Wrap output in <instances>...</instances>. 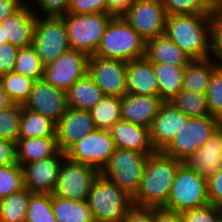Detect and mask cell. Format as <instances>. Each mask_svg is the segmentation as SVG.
Masks as SVG:
<instances>
[{
	"mask_svg": "<svg viewBox=\"0 0 222 222\" xmlns=\"http://www.w3.org/2000/svg\"><path fill=\"white\" fill-rule=\"evenodd\" d=\"M99 174L95 167L65 157L52 195L75 201L87 200L91 185Z\"/></svg>",
	"mask_w": 222,
	"mask_h": 222,
	"instance_id": "10",
	"label": "cell"
},
{
	"mask_svg": "<svg viewBox=\"0 0 222 222\" xmlns=\"http://www.w3.org/2000/svg\"><path fill=\"white\" fill-rule=\"evenodd\" d=\"M89 111L96 129L109 130L121 120V98L104 95Z\"/></svg>",
	"mask_w": 222,
	"mask_h": 222,
	"instance_id": "31",
	"label": "cell"
},
{
	"mask_svg": "<svg viewBox=\"0 0 222 222\" xmlns=\"http://www.w3.org/2000/svg\"><path fill=\"white\" fill-rule=\"evenodd\" d=\"M209 204L207 179L182 163L176 172L165 210L181 213Z\"/></svg>",
	"mask_w": 222,
	"mask_h": 222,
	"instance_id": "7",
	"label": "cell"
},
{
	"mask_svg": "<svg viewBox=\"0 0 222 222\" xmlns=\"http://www.w3.org/2000/svg\"><path fill=\"white\" fill-rule=\"evenodd\" d=\"M218 130L220 131L222 135V119H220L219 125H218Z\"/></svg>",
	"mask_w": 222,
	"mask_h": 222,
	"instance_id": "55",
	"label": "cell"
},
{
	"mask_svg": "<svg viewBox=\"0 0 222 222\" xmlns=\"http://www.w3.org/2000/svg\"><path fill=\"white\" fill-rule=\"evenodd\" d=\"M219 65L210 57L202 60H191L185 67L182 89L206 93L210 78Z\"/></svg>",
	"mask_w": 222,
	"mask_h": 222,
	"instance_id": "27",
	"label": "cell"
},
{
	"mask_svg": "<svg viewBox=\"0 0 222 222\" xmlns=\"http://www.w3.org/2000/svg\"><path fill=\"white\" fill-rule=\"evenodd\" d=\"M56 136V123L21 105L19 138Z\"/></svg>",
	"mask_w": 222,
	"mask_h": 222,
	"instance_id": "29",
	"label": "cell"
},
{
	"mask_svg": "<svg viewBox=\"0 0 222 222\" xmlns=\"http://www.w3.org/2000/svg\"><path fill=\"white\" fill-rule=\"evenodd\" d=\"M7 42H8V40H4L3 28H2V25L0 24V44H4Z\"/></svg>",
	"mask_w": 222,
	"mask_h": 222,
	"instance_id": "54",
	"label": "cell"
},
{
	"mask_svg": "<svg viewBox=\"0 0 222 222\" xmlns=\"http://www.w3.org/2000/svg\"><path fill=\"white\" fill-rule=\"evenodd\" d=\"M13 103L9 100L0 83V111L10 107Z\"/></svg>",
	"mask_w": 222,
	"mask_h": 222,
	"instance_id": "52",
	"label": "cell"
},
{
	"mask_svg": "<svg viewBox=\"0 0 222 222\" xmlns=\"http://www.w3.org/2000/svg\"><path fill=\"white\" fill-rule=\"evenodd\" d=\"M166 15L213 14V0H161Z\"/></svg>",
	"mask_w": 222,
	"mask_h": 222,
	"instance_id": "36",
	"label": "cell"
},
{
	"mask_svg": "<svg viewBox=\"0 0 222 222\" xmlns=\"http://www.w3.org/2000/svg\"><path fill=\"white\" fill-rule=\"evenodd\" d=\"M19 49L9 42L0 44V75L13 72Z\"/></svg>",
	"mask_w": 222,
	"mask_h": 222,
	"instance_id": "45",
	"label": "cell"
},
{
	"mask_svg": "<svg viewBox=\"0 0 222 222\" xmlns=\"http://www.w3.org/2000/svg\"><path fill=\"white\" fill-rule=\"evenodd\" d=\"M86 201L95 222H121L133 206L132 198L101 174L93 181Z\"/></svg>",
	"mask_w": 222,
	"mask_h": 222,
	"instance_id": "4",
	"label": "cell"
},
{
	"mask_svg": "<svg viewBox=\"0 0 222 222\" xmlns=\"http://www.w3.org/2000/svg\"><path fill=\"white\" fill-rule=\"evenodd\" d=\"M44 67L35 48L30 45L19 49L13 72L38 80L43 78Z\"/></svg>",
	"mask_w": 222,
	"mask_h": 222,
	"instance_id": "35",
	"label": "cell"
},
{
	"mask_svg": "<svg viewBox=\"0 0 222 222\" xmlns=\"http://www.w3.org/2000/svg\"><path fill=\"white\" fill-rule=\"evenodd\" d=\"M27 2L1 23L4 40H8L9 43L18 48L32 45L33 40L37 15Z\"/></svg>",
	"mask_w": 222,
	"mask_h": 222,
	"instance_id": "19",
	"label": "cell"
},
{
	"mask_svg": "<svg viewBox=\"0 0 222 222\" xmlns=\"http://www.w3.org/2000/svg\"><path fill=\"white\" fill-rule=\"evenodd\" d=\"M159 86V97L170 102L181 90L183 73L186 66L152 63Z\"/></svg>",
	"mask_w": 222,
	"mask_h": 222,
	"instance_id": "28",
	"label": "cell"
},
{
	"mask_svg": "<svg viewBox=\"0 0 222 222\" xmlns=\"http://www.w3.org/2000/svg\"><path fill=\"white\" fill-rule=\"evenodd\" d=\"M183 163L200 176L208 179L222 167V135L219 130Z\"/></svg>",
	"mask_w": 222,
	"mask_h": 222,
	"instance_id": "21",
	"label": "cell"
},
{
	"mask_svg": "<svg viewBox=\"0 0 222 222\" xmlns=\"http://www.w3.org/2000/svg\"><path fill=\"white\" fill-rule=\"evenodd\" d=\"M209 203L222 208V167L207 179Z\"/></svg>",
	"mask_w": 222,
	"mask_h": 222,
	"instance_id": "46",
	"label": "cell"
},
{
	"mask_svg": "<svg viewBox=\"0 0 222 222\" xmlns=\"http://www.w3.org/2000/svg\"><path fill=\"white\" fill-rule=\"evenodd\" d=\"M58 151L56 136L19 138L16 142V160L21 167L52 157Z\"/></svg>",
	"mask_w": 222,
	"mask_h": 222,
	"instance_id": "25",
	"label": "cell"
},
{
	"mask_svg": "<svg viewBox=\"0 0 222 222\" xmlns=\"http://www.w3.org/2000/svg\"><path fill=\"white\" fill-rule=\"evenodd\" d=\"M23 188L22 167L18 163L0 167V199Z\"/></svg>",
	"mask_w": 222,
	"mask_h": 222,
	"instance_id": "38",
	"label": "cell"
},
{
	"mask_svg": "<svg viewBox=\"0 0 222 222\" xmlns=\"http://www.w3.org/2000/svg\"><path fill=\"white\" fill-rule=\"evenodd\" d=\"M147 157L146 153L115 148L100 174L133 199L139 190Z\"/></svg>",
	"mask_w": 222,
	"mask_h": 222,
	"instance_id": "5",
	"label": "cell"
},
{
	"mask_svg": "<svg viewBox=\"0 0 222 222\" xmlns=\"http://www.w3.org/2000/svg\"><path fill=\"white\" fill-rule=\"evenodd\" d=\"M35 79L10 72L0 75V83L13 104L24 105L32 91Z\"/></svg>",
	"mask_w": 222,
	"mask_h": 222,
	"instance_id": "33",
	"label": "cell"
},
{
	"mask_svg": "<svg viewBox=\"0 0 222 222\" xmlns=\"http://www.w3.org/2000/svg\"><path fill=\"white\" fill-rule=\"evenodd\" d=\"M183 222H222V208L212 204L180 213Z\"/></svg>",
	"mask_w": 222,
	"mask_h": 222,
	"instance_id": "41",
	"label": "cell"
},
{
	"mask_svg": "<svg viewBox=\"0 0 222 222\" xmlns=\"http://www.w3.org/2000/svg\"><path fill=\"white\" fill-rule=\"evenodd\" d=\"M162 103L159 96L126 93L121 98V119L150 128Z\"/></svg>",
	"mask_w": 222,
	"mask_h": 222,
	"instance_id": "20",
	"label": "cell"
},
{
	"mask_svg": "<svg viewBox=\"0 0 222 222\" xmlns=\"http://www.w3.org/2000/svg\"><path fill=\"white\" fill-rule=\"evenodd\" d=\"M89 56L69 49L44 67L43 79L56 88L67 91L87 74Z\"/></svg>",
	"mask_w": 222,
	"mask_h": 222,
	"instance_id": "13",
	"label": "cell"
},
{
	"mask_svg": "<svg viewBox=\"0 0 222 222\" xmlns=\"http://www.w3.org/2000/svg\"><path fill=\"white\" fill-rule=\"evenodd\" d=\"M25 222H57L52 210V194H31Z\"/></svg>",
	"mask_w": 222,
	"mask_h": 222,
	"instance_id": "37",
	"label": "cell"
},
{
	"mask_svg": "<svg viewBox=\"0 0 222 222\" xmlns=\"http://www.w3.org/2000/svg\"><path fill=\"white\" fill-rule=\"evenodd\" d=\"M183 162L163 151L149 154L143 169L141 184L133 205L148 208H164L170 195L178 167Z\"/></svg>",
	"mask_w": 222,
	"mask_h": 222,
	"instance_id": "1",
	"label": "cell"
},
{
	"mask_svg": "<svg viewBox=\"0 0 222 222\" xmlns=\"http://www.w3.org/2000/svg\"><path fill=\"white\" fill-rule=\"evenodd\" d=\"M122 17L145 41L165 33L167 15L161 0H135Z\"/></svg>",
	"mask_w": 222,
	"mask_h": 222,
	"instance_id": "12",
	"label": "cell"
},
{
	"mask_svg": "<svg viewBox=\"0 0 222 222\" xmlns=\"http://www.w3.org/2000/svg\"><path fill=\"white\" fill-rule=\"evenodd\" d=\"M96 127L88 110L69 107L56 123V139L61 152H66Z\"/></svg>",
	"mask_w": 222,
	"mask_h": 222,
	"instance_id": "18",
	"label": "cell"
},
{
	"mask_svg": "<svg viewBox=\"0 0 222 222\" xmlns=\"http://www.w3.org/2000/svg\"><path fill=\"white\" fill-rule=\"evenodd\" d=\"M32 46L44 65L53 62L70 49L62 17H41L37 14Z\"/></svg>",
	"mask_w": 222,
	"mask_h": 222,
	"instance_id": "9",
	"label": "cell"
},
{
	"mask_svg": "<svg viewBox=\"0 0 222 222\" xmlns=\"http://www.w3.org/2000/svg\"><path fill=\"white\" fill-rule=\"evenodd\" d=\"M114 150V140L110 131L95 129L70 147L65 154L68 159L95 167L100 172Z\"/></svg>",
	"mask_w": 222,
	"mask_h": 222,
	"instance_id": "11",
	"label": "cell"
},
{
	"mask_svg": "<svg viewBox=\"0 0 222 222\" xmlns=\"http://www.w3.org/2000/svg\"><path fill=\"white\" fill-rule=\"evenodd\" d=\"M88 75L104 95L122 98L127 93L126 61L89 56Z\"/></svg>",
	"mask_w": 222,
	"mask_h": 222,
	"instance_id": "14",
	"label": "cell"
},
{
	"mask_svg": "<svg viewBox=\"0 0 222 222\" xmlns=\"http://www.w3.org/2000/svg\"><path fill=\"white\" fill-rule=\"evenodd\" d=\"M127 93L159 96V86L153 64L145 57L126 62Z\"/></svg>",
	"mask_w": 222,
	"mask_h": 222,
	"instance_id": "23",
	"label": "cell"
},
{
	"mask_svg": "<svg viewBox=\"0 0 222 222\" xmlns=\"http://www.w3.org/2000/svg\"><path fill=\"white\" fill-rule=\"evenodd\" d=\"M35 1L37 8H32V10L35 14L37 10L42 12L41 17H45V15L46 17H62L68 13L70 0H34V2Z\"/></svg>",
	"mask_w": 222,
	"mask_h": 222,
	"instance_id": "42",
	"label": "cell"
},
{
	"mask_svg": "<svg viewBox=\"0 0 222 222\" xmlns=\"http://www.w3.org/2000/svg\"><path fill=\"white\" fill-rule=\"evenodd\" d=\"M112 17L109 13H67L62 16L70 49L94 55Z\"/></svg>",
	"mask_w": 222,
	"mask_h": 222,
	"instance_id": "6",
	"label": "cell"
},
{
	"mask_svg": "<svg viewBox=\"0 0 222 222\" xmlns=\"http://www.w3.org/2000/svg\"><path fill=\"white\" fill-rule=\"evenodd\" d=\"M31 194L23 188L0 199V222H25Z\"/></svg>",
	"mask_w": 222,
	"mask_h": 222,
	"instance_id": "32",
	"label": "cell"
},
{
	"mask_svg": "<svg viewBox=\"0 0 222 222\" xmlns=\"http://www.w3.org/2000/svg\"><path fill=\"white\" fill-rule=\"evenodd\" d=\"M213 14L222 17V0H213Z\"/></svg>",
	"mask_w": 222,
	"mask_h": 222,
	"instance_id": "53",
	"label": "cell"
},
{
	"mask_svg": "<svg viewBox=\"0 0 222 222\" xmlns=\"http://www.w3.org/2000/svg\"><path fill=\"white\" fill-rule=\"evenodd\" d=\"M25 108L40 113L57 123L67 111L66 91L54 87L43 78L35 80Z\"/></svg>",
	"mask_w": 222,
	"mask_h": 222,
	"instance_id": "16",
	"label": "cell"
},
{
	"mask_svg": "<svg viewBox=\"0 0 222 222\" xmlns=\"http://www.w3.org/2000/svg\"><path fill=\"white\" fill-rule=\"evenodd\" d=\"M207 106L211 116L222 119V67L212 74L206 91Z\"/></svg>",
	"mask_w": 222,
	"mask_h": 222,
	"instance_id": "40",
	"label": "cell"
},
{
	"mask_svg": "<svg viewBox=\"0 0 222 222\" xmlns=\"http://www.w3.org/2000/svg\"><path fill=\"white\" fill-rule=\"evenodd\" d=\"M134 2L135 0H106V13L122 17Z\"/></svg>",
	"mask_w": 222,
	"mask_h": 222,
	"instance_id": "49",
	"label": "cell"
},
{
	"mask_svg": "<svg viewBox=\"0 0 222 222\" xmlns=\"http://www.w3.org/2000/svg\"><path fill=\"white\" fill-rule=\"evenodd\" d=\"M146 41L120 16H113L94 55L131 61L145 57Z\"/></svg>",
	"mask_w": 222,
	"mask_h": 222,
	"instance_id": "3",
	"label": "cell"
},
{
	"mask_svg": "<svg viewBox=\"0 0 222 222\" xmlns=\"http://www.w3.org/2000/svg\"><path fill=\"white\" fill-rule=\"evenodd\" d=\"M109 131L114 140L115 148L148 155L156 151L150 140L149 128L121 119Z\"/></svg>",
	"mask_w": 222,
	"mask_h": 222,
	"instance_id": "22",
	"label": "cell"
},
{
	"mask_svg": "<svg viewBox=\"0 0 222 222\" xmlns=\"http://www.w3.org/2000/svg\"><path fill=\"white\" fill-rule=\"evenodd\" d=\"M68 107L91 110L104 96L100 87L87 74L78 79L67 91Z\"/></svg>",
	"mask_w": 222,
	"mask_h": 222,
	"instance_id": "26",
	"label": "cell"
},
{
	"mask_svg": "<svg viewBox=\"0 0 222 222\" xmlns=\"http://www.w3.org/2000/svg\"><path fill=\"white\" fill-rule=\"evenodd\" d=\"M189 117L171 102H163L149 128L150 140L156 151H163L187 123Z\"/></svg>",
	"mask_w": 222,
	"mask_h": 222,
	"instance_id": "17",
	"label": "cell"
},
{
	"mask_svg": "<svg viewBox=\"0 0 222 222\" xmlns=\"http://www.w3.org/2000/svg\"><path fill=\"white\" fill-rule=\"evenodd\" d=\"M212 15H170L166 18L165 35L192 60L211 57Z\"/></svg>",
	"mask_w": 222,
	"mask_h": 222,
	"instance_id": "2",
	"label": "cell"
},
{
	"mask_svg": "<svg viewBox=\"0 0 222 222\" xmlns=\"http://www.w3.org/2000/svg\"><path fill=\"white\" fill-rule=\"evenodd\" d=\"M121 222H153V208L133 205Z\"/></svg>",
	"mask_w": 222,
	"mask_h": 222,
	"instance_id": "47",
	"label": "cell"
},
{
	"mask_svg": "<svg viewBox=\"0 0 222 222\" xmlns=\"http://www.w3.org/2000/svg\"><path fill=\"white\" fill-rule=\"evenodd\" d=\"M68 13L70 14L106 13V0H70Z\"/></svg>",
	"mask_w": 222,
	"mask_h": 222,
	"instance_id": "44",
	"label": "cell"
},
{
	"mask_svg": "<svg viewBox=\"0 0 222 222\" xmlns=\"http://www.w3.org/2000/svg\"><path fill=\"white\" fill-rule=\"evenodd\" d=\"M145 58L151 63L186 66L192 59L165 33L146 41Z\"/></svg>",
	"mask_w": 222,
	"mask_h": 222,
	"instance_id": "24",
	"label": "cell"
},
{
	"mask_svg": "<svg viewBox=\"0 0 222 222\" xmlns=\"http://www.w3.org/2000/svg\"><path fill=\"white\" fill-rule=\"evenodd\" d=\"M21 119V105L12 104L0 111V138L13 142L19 140V127Z\"/></svg>",
	"mask_w": 222,
	"mask_h": 222,
	"instance_id": "39",
	"label": "cell"
},
{
	"mask_svg": "<svg viewBox=\"0 0 222 222\" xmlns=\"http://www.w3.org/2000/svg\"><path fill=\"white\" fill-rule=\"evenodd\" d=\"M170 102L189 118L211 116L206 93L182 89Z\"/></svg>",
	"mask_w": 222,
	"mask_h": 222,
	"instance_id": "34",
	"label": "cell"
},
{
	"mask_svg": "<svg viewBox=\"0 0 222 222\" xmlns=\"http://www.w3.org/2000/svg\"><path fill=\"white\" fill-rule=\"evenodd\" d=\"M220 119L214 116L189 118L163 152L185 161L218 130Z\"/></svg>",
	"mask_w": 222,
	"mask_h": 222,
	"instance_id": "8",
	"label": "cell"
},
{
	"mask_svg": "<svg viewBox=\"0 0 222 222\" xmlns=\"http://www.w3.org/2000/svg\"><path fill=\"white\" fill-rule=\"evenodd\" d=\"M52 210L57 222H95L86 200L75 201L52 195Z\"/></svg>",
	"mask_w": 222,
	"mask_h": 222,
	"instance_id": "30",
	"label": "cell"
},
{
	"mask_svg": "<svg viewBox=\"0 0 222 222\" xmlns=\"http://www.w3.org/2000/svg\"><path fill=\"white\" fill-rule=\"evenodd\" d=\"M65 157L66 154L59 150L52 157L23 165L24 188L30 193L52 194Z\"/></svg>",
	"mask_w": 222,
	"mask_h": 222,
	"instance_id": "15",
	"label": "cell"
},
{
	"mask_svg": "<svg viewBox=\"0 0 222 222\" xmlns=\"http://www.w3.org/2000/svg\"><path fill=\"white\" fill-rule=\"evenodd\" d=\"M153 222H183L180 213L153 208Z\"/></svg>",
	"mask_w": 222,
	"mask_h": 222,
	"instance_id": "51",
	"label": "cell"
},
{
	"mask_svg": "<svg viewBox=\"0 0 222 222\" xmlns=\"http://www.w3.org/2000/svg\"><path fill=\"white\" fill-rule=\"evenodd\" d=\"M211 55L219 67H222V17L214 14L211 18Z\"/></svg>",
	"mask_w": 222,
	"mask_h": 222,
	"instance_id": "43",
	"label": "cell"
},
{
	"mask_svg": "<svg viewBox=\"0 0 222 222\" xmlns=\"http://www.w3.org/2000/svg\"><path fill=\"white\" fill-rule=\"evenodd\" d=\"M16 163V143L0 138V167Z\"/></svg>",
	"mask_w": 222,
	"mask_h": 222,
	"instance_id": "48",
	"label": "cell"
},
{
	"mask_svg": "<svg viewBox=\"0 0 222 222\" xmlns=\"http://www.w3.org/2000/svg\"><path fill=\"white\" fill-rule=\"evenodd\" d=\"M27 0H0V24L10 15L17 12Z\"/></svg>",
	"mask_w": 222,
	"mask_h": 222,
	"instance_id": "50",
	"label": "cell"
}]
</instances>
